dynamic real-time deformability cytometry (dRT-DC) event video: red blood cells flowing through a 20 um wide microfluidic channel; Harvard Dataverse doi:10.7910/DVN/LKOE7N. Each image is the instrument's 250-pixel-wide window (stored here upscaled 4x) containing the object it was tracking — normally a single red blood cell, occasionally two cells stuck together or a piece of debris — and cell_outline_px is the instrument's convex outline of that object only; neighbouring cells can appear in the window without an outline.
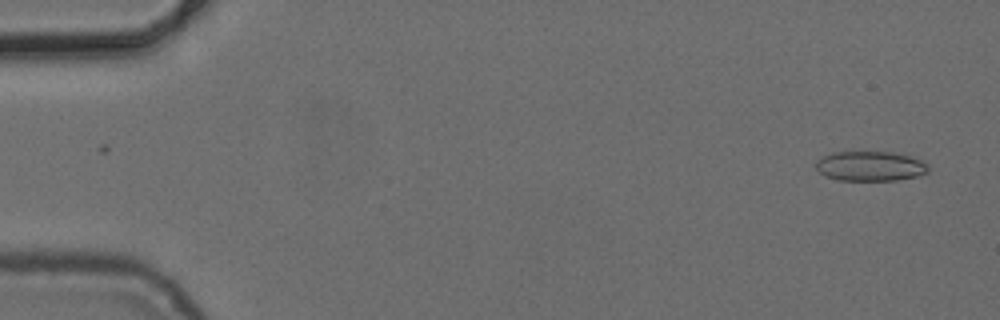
{"species": "common noctule bat (a hibernating species)", "species_latin": "Nyctalus noctula", "temperature_condition": "cold", "stored_images_in_passage": 2, "camera_frame_rate_fps": 3000, "um_per_image_px": 0.085, "animal": {"sex": "female", "body_mass_g": 24.6, "forearm_length_mm": 56.2}, "frame": {"image": 1, "passage_image": 2, "time_ms": 1.0, "image_size_px": [1000, 320], "cell_outline_px": [[928, 172], [920, 176], [896, 180], [840, 180], [824, 176], [816, 168], [816, 160], [820, 156], [832, 152], [892, 152], [912, 156], [928, 164]], "centroid_in_image_um": [73.97, 14.11], "position_along_channel_um": 11.0, "area_um2": 19.71}}